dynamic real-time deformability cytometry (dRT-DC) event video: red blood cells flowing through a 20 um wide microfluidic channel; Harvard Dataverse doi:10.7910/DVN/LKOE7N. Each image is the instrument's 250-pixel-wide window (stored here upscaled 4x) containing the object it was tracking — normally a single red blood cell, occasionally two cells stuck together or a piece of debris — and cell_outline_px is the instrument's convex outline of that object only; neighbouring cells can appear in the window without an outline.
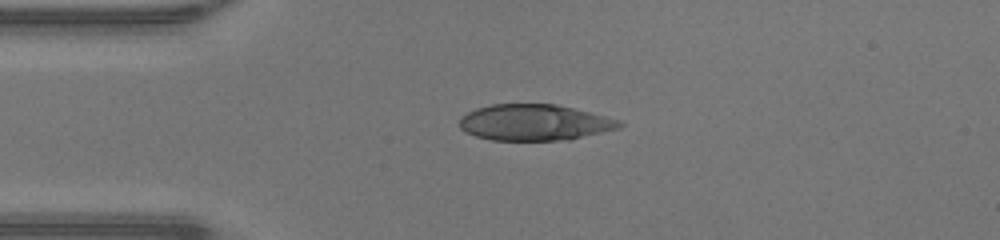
{"species": "human", "species_latin": "Homo sapiens", "temperature_condition": "warm", "stored_images_in_passage": 46, "camera_frame_rate_fps": 3000, "um_per_image_px": 0.085, "donor": {"sex": "male"}, "frame": {"image": 1, "passage_image": 10, "time_ms": 3.0, "image_size_px": [1000, 240], "cell_outline_px": [[624, 124], [620, 128], [568, 140], [492, 140], [476, 136], [464, 132], [460, 128], [460, 116], [476, 108], [492, 104], [556, 104], [620, 120]], "centroid_in_image_um": [45.41, 10.41], "position_along_channel_um": 39.6, "area_um2": 33.58}}
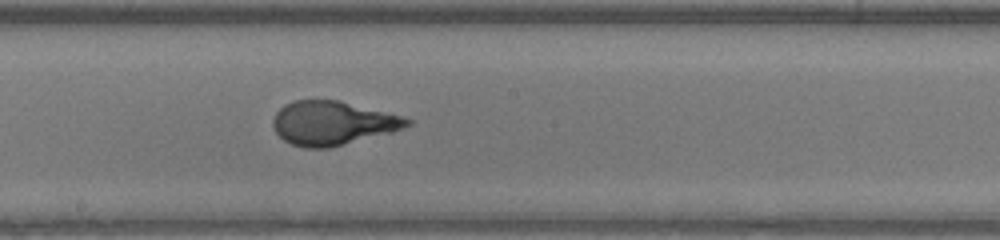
{"frame": {"image": 2, "passage_image": 24, "time_ms": 7.667, "image_size_px": [1000, 240], "cell_outline_px": [[412, 124], [392, 132], [328, 148], [304, 148], [292, 144], [284, 140], [272, 128], [272, 120], [276, 112], [284, 104], [296, 100], [340, 100], [400, 116], [412, 120]], "centroid_in_image_um": [28.23, 10.46], "position_along_channel_um": 220.0, "area_um2": 34.1}}
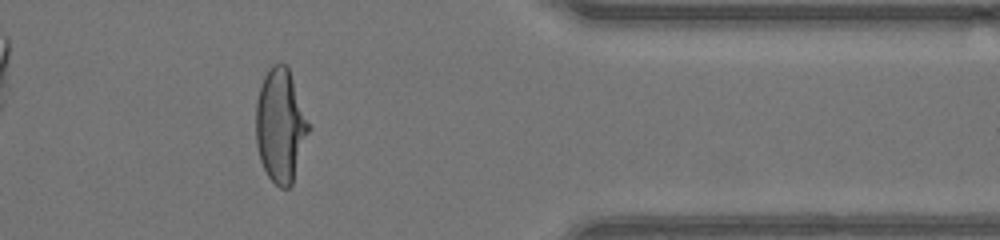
{"frame": {"image": 3, "passage_image": 37, "time_ms": 12.0, "image_size_px": [1000, 240], "cell_outline_px": [[312, 128], [292, 184], [288, 188], [280, 188], [268, 176], [260, 160], [256, 144], [256, 100], [260, 84], [268, 68], [272, 64], [284, 64], [288, 68]], "centroid_in_image_um": [23.85, 10.69], "position_along_channel_um": 387.5, "area_um2": 35.26}, "authors_computed_cell_mechanics": {"area_um2": 34.391, "velocity_mm_per_s": 4.3776, "shape_relaxation_time_tau1_ms": 4.8741, "shape_relaxation_time_tau2_ms": null, "deformation_change_tau1": 0.2857, "deformation_change_tau2": null}}